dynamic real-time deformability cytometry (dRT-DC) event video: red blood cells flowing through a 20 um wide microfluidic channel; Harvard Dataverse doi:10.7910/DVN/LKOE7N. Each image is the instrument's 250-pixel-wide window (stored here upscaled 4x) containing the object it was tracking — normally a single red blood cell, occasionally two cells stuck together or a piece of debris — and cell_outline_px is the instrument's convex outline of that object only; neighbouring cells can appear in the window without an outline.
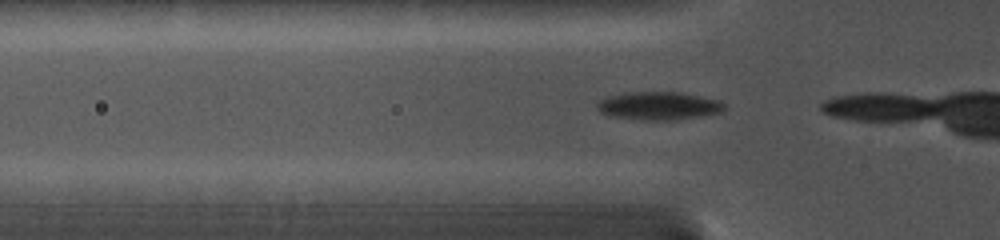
{"species": "common noctule bat (a hibernating species)", "species_latin": "Nyctalus noctula", "temperature_condition": "cold", "stored_images_in_passage": 4, "camera_frame_rate_fps": 5000, "um_per_image_px": 0.085, "animal": {"sex": "female", "body_mass_g": 19.0, "forearm_length_mm": 56.7}, "frame": {"image": 1, "passage_image": 2, "time_ms": 0.4, "image_size_px": [1000, 240], "cell_outline_px": [[724, 112], [676, 120], [640, 120], [608, 116], [600, 112], [596, 108], [596, 104], [600, 100], [608, 96], [624, 92], [680, 92], [720, 100], [724, 104]], "centroid_in_image_um": [55.96, 9.0], "position_along_channel_um": 69.8, "area_um2": 21.1}}